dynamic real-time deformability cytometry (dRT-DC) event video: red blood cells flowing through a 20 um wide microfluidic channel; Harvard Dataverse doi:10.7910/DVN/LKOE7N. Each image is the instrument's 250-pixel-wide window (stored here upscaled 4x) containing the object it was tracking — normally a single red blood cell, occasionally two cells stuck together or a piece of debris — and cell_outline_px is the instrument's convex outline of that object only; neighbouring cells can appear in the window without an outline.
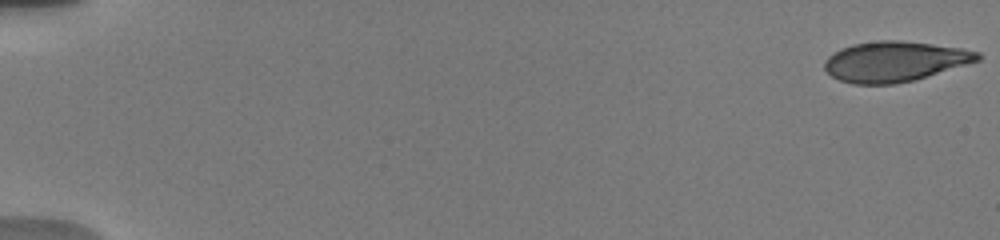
{"species": "human", "species_latin": "Homo sapiens", "temperature_condition": "warm", "stored_images_in_passage": 33, "camera_frame_rate_fps": 3000, "um_per_image_px": 0.085, "donor": {"sex": "male"}, "frame": {"image": 1, "passage_image": 1, "time_ms": 0.0, "image_size_px": [1000, 240], "cell_outline_px": [[980, 60], [916, 80], [896, 84], [852, 84], [840, 80], [832, 76], [824, 68], [824, 60], [828, 56], [840, 48], [852, 44], [880, 40], [900, 40], [932, 44], [960, 48], [980, 52]], "centroid_in_image_um": [76.03, 5.23], "position_along_channel_um": 9.0, "area_um2": 36.01}}
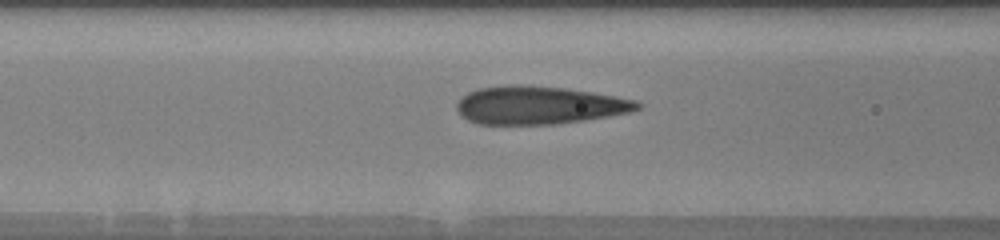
{"frame": {"image": 2, "passage_image": 19, "time_ms": 7.667, "image_size_px": [1000, 240], "cell_outline_px": [[644, 104], [640, 108], [632, 112], [584, 120], [556, 124], [480, 124], [468, 120], [460, 116], [456, 108], [456, 104], [468, 92], [480, 88], [512, 84], [528, 84], [564, 88], [592, 92], [640, 100]], "centroid_in_image_um": [45.87, 8.93], "position_along_channel_um": 120.7, "area_um2": 40.34}}
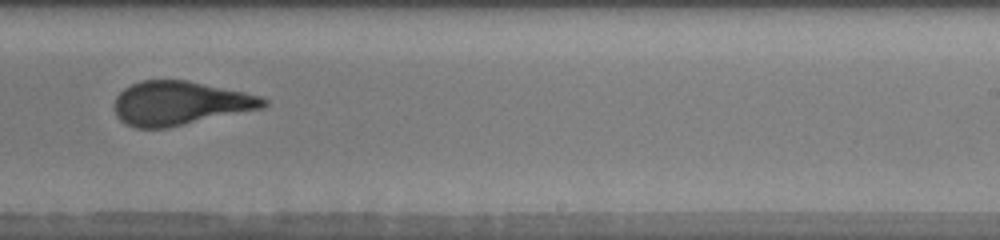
{"frame": {"image": 3, "passage_image": 32, "time_ms": 11.667, "image_size_px": [1000, 240], "cell_outline_px": [[268, 104], [264, 108], [168, 128], [136, 128], [124, 124], [116, 116], [116, 96], [124, 88], [140, 80], [188, 80], [244, 92], [260, 96], [268, 100]], "centroid_in_image_um": [15.31, 8.78], "position_along_channel_um": 273.7, "area_um2": 38.26}}